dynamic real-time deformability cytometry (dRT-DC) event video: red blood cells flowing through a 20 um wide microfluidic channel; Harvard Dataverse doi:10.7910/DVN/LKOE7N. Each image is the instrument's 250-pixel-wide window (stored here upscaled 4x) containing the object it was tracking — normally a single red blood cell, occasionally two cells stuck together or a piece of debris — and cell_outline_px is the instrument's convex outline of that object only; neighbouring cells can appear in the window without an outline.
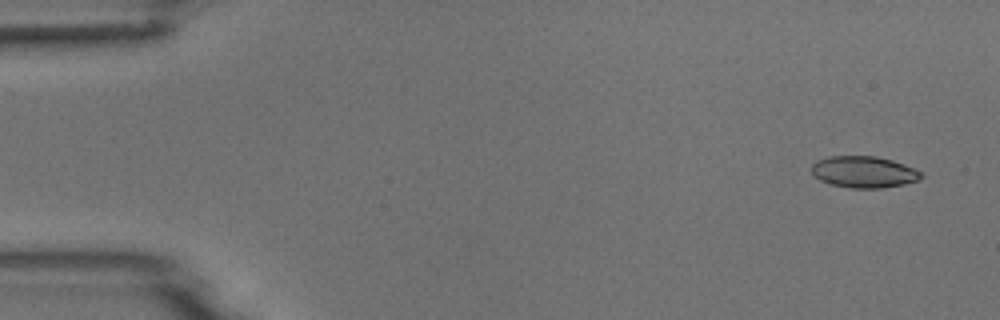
{"species": "common noctule bat (a hibernating species)", "species_latin": "Nyctalus noctula", "temperature_condition": "room temperature", "stored_images_in_passage": 4, "camera_frame_rate_fps": 3000, "um_per_image_px": 0.085, "animal": {"sex": "male", "body_mass_g": 18.8}, "frame": {"image": 1, "passage_image": 1, "time_ms": 0.0, "image_size_px": [1000, 320], "cell_outline_px": [[924, 176], [916, 180], [904, 184], [880, 188], [852, 188], [832, 184], [820, 180], [812, 172], [812, 164], [816, 160], [832, 156], [876, 156], [892, 160], [904, 164], [924, 172]], "centroid_in_image_um": [73.45, 14.61], "position_along_channel_um": 11.5, "area_um2": 20.06}}
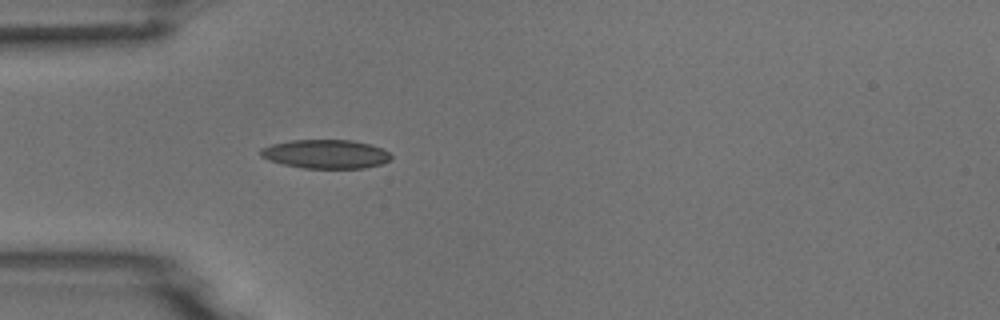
{"frame": {"image": 2, "passage_image": 4, "time_ms": 4.333, "image_size_px": [1000, 320], "cell_outline_px": [[392, 160], [380, 164], [364, 168], [304, 168], [284, 164], [268, 160], [260, 156], [260, 148], [272, 144], [292, 140], [352, 140], [372, 144], [384, 148], [392, 156]], "centroid_in_image_um": [27.72, 13.09], "position_along_channel_um": 57.3, "area_um2": 22.08}}